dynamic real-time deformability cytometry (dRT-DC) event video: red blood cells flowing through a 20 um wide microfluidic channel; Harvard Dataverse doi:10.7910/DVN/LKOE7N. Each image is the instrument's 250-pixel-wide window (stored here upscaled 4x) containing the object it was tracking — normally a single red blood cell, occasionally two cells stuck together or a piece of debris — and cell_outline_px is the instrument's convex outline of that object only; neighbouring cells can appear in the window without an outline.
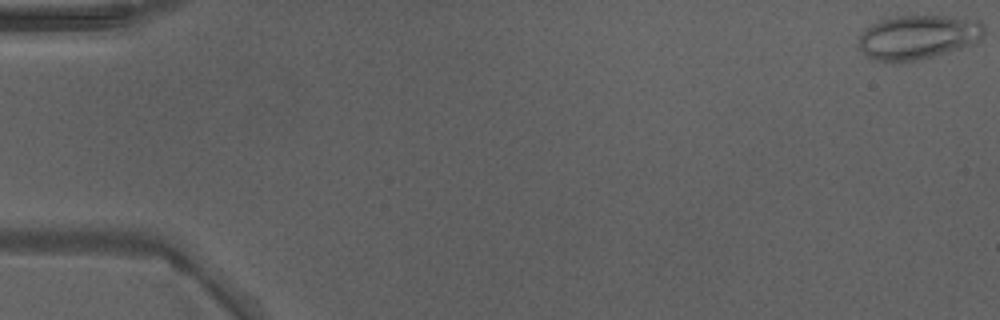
{"species": "Egyptian fruit bat (a non-hibernating species)", "species_latin": "Rousettus aegyptiacus", "temperature_condition": "warm", "stored_images_in_passage": 44, "camera_frame_rate_fps": 3000, "um_per_image_px": 0.085, "animal": {"sex": "male"}, "frame": {"image": 1, "passage_image": 1, "time_ms": 0.0, "image_size_px": [1000, 320], "cell_outline_px": [[984, 36], [980, 40], [972, 44], [960, 48], [932, 56], [916, 60], [876, 60], [868, 56], [856, 44], [860, 36], [872, 24], [880, 20], [896, 16], [948, 16], [980, 20], [984, 24]], "centroid_in_image_um": [78.08, 3.12], "position_along_channel_um": 6.9, "area_um2": 31.85}}
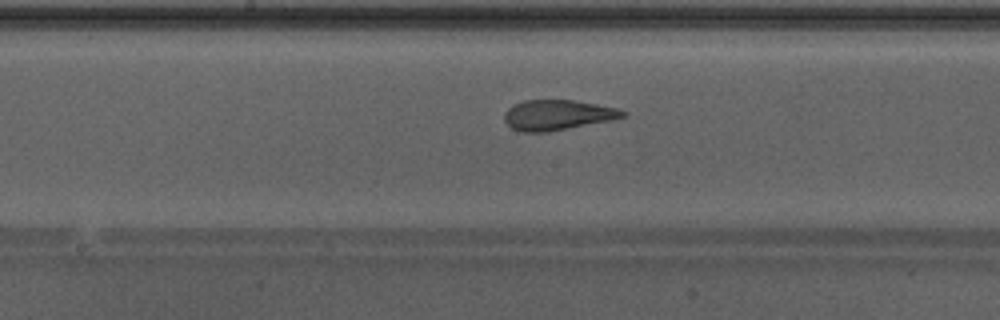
{"frame": {"image": 2, "passage_image": 26, "time_ms": 8.333, "image_size_px": [1000, 320], "cell_outline_px": [[628, 116], [612, 120], [548, 132], [520, 132], [512, 128], [504, 120], [504, 112], [508, 108], [524, 100], [576, 100], [616, 108], [628, 112]], "centroid_in_image_um": [47.41, 9.78], "position_along_channel_um": 200.8, "area_um2": 20.92}}